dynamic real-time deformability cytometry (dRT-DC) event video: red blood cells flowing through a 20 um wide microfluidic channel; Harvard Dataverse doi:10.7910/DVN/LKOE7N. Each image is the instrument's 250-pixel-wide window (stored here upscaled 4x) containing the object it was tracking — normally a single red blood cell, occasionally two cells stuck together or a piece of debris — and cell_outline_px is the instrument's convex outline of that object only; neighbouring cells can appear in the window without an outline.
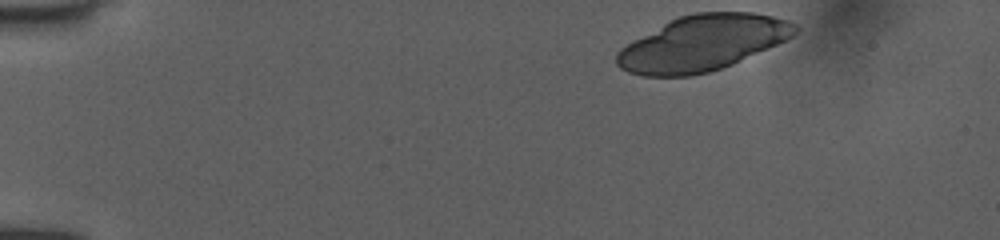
{"species": "human", "species_latin": "Homo sapiens", "temperature_condition": "room temperature", "stored_images_in_passage": 15, "camera_frame_rate_fps": 3000, "um_per_image_px": 0.085, "donor": {"sex": "female"}, "frame": {"image": 1, "passage_image": 1, "time_ms": 0.0, "image_size_px": [1000, 240], "cell_outline_px": [[800, 28], [792, 36], [776, 44], [732, 64], [708, 72], [688, 76], [644, 76], [628, 72], [620, 68], [616, 64], [616, 52], [620, 48], [664, 24], [680, 16], [696, 12], [752, 12], [772, 16], [788, 20], [796, 24]], "centroid_in_image_um": [59.71, 3.66], "position_along_channel_um": 25.3, "area_um2": 56.99}}